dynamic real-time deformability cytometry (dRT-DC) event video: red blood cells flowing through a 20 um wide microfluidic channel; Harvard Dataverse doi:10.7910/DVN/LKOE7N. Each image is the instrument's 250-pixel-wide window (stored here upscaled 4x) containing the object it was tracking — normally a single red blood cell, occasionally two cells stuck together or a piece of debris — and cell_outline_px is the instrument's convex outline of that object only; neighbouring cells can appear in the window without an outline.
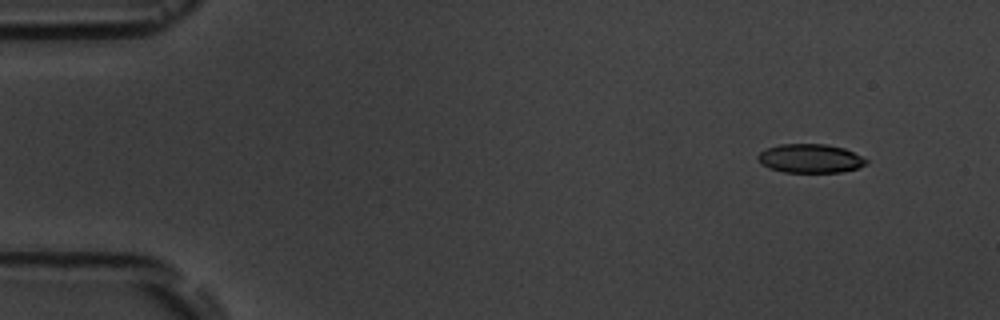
{"species": "common noctule bat (a hibernating species)", "species_latin": "Nyctalus noctula", "temperature_condition": "room temperature", "stored_images_in_passage": 5, "camera_frame_rate_fps": 3000, "um_per_image_px": 0.085, "animal": {"sex": "male", "body_mass_g": 19.5, "forearm_length_mm": 54.6}, "frame": {"image": 1, "passage_image": 1, "time_ms": 0.0, "image_size_px": [1000, 320], "cell_outline_px": [[868, 164], [856, 168], [840, 172], [784, 172], [768, 168], [760, 164], [756, 156], [760, 152], [768, 148], [780, 144], [824, 144], [844, 148], [868, 160]], "centroid_in_image_um": [68.84, 13.47], "position_along_channel_um": 16.2, "area_um2": 18.15}}
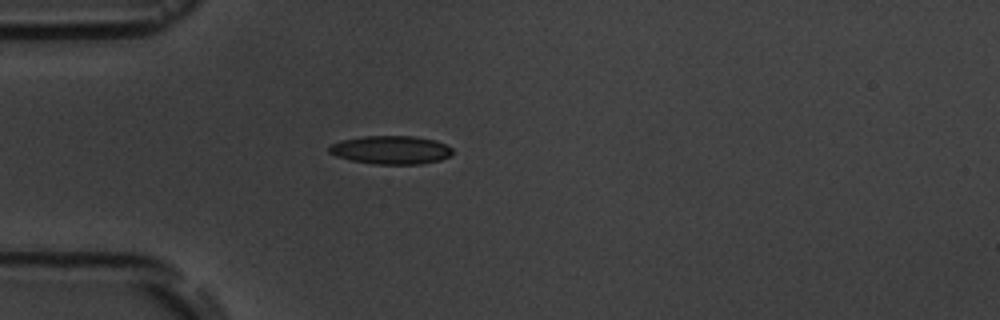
{"frame": {"image": 2, "passage_image": 4, "time_ms": 3.667, "image_size_px": [1000, 320], "cell_outline_px": [[452, 152], [448, 156], [440, 160], [420, 164], [372, 164], [352, 160], [336, 156], [328, 152], [328, 148], [332, 144], [340, 140], [364, 136], [412, 136], [436, 140], [452, 148]], "centroid_in_image_um": [33.2, 12.74], "position_along_channel_um": 51.8, "area_um2": 20.35}}